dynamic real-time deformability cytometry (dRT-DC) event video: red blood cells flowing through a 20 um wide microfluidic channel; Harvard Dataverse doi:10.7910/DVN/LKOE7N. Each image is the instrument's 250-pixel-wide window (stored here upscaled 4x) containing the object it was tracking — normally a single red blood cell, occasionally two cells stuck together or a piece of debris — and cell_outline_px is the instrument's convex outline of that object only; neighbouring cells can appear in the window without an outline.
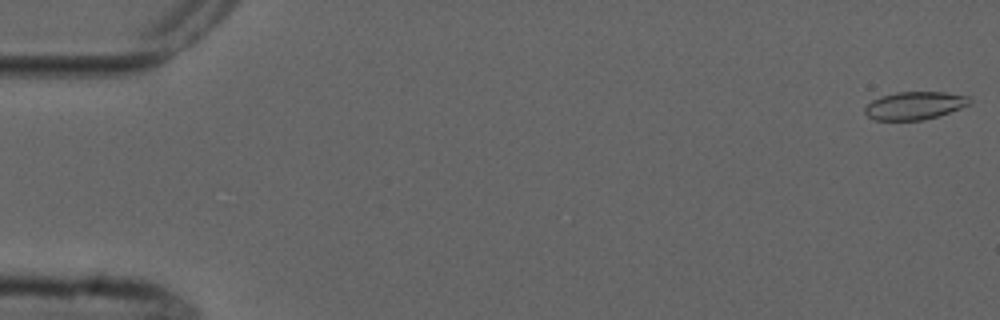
{"species": "common noctule bat (a hibernating species)", "species_latin": "Nyctalus noctula", "temperature_condition": "cold", "stored_images_in_passage": 8, "camera_frame_rate_fps": 3000, "um_per_image_px": 0.085, "animal": {"sex": "male", "forearm_length_mm": 52.5}, "frame": {"image": 1, "passage_image": 1, "time_ms": 0.0, "image_size_px": [1000, 320], "cell_outline_px": [[972, 100], [968, 104], [960, 108], [924, 120], [876, 120], [868, 116], [864, 112], [864, 108], [872, 100], [880, 96], [896, 92], [944, 92], [968, 96]], "centroid_in_image_um": [77.71, 8.97], "position_along_channel_um": 7.3, "area_um2": 16.88}}
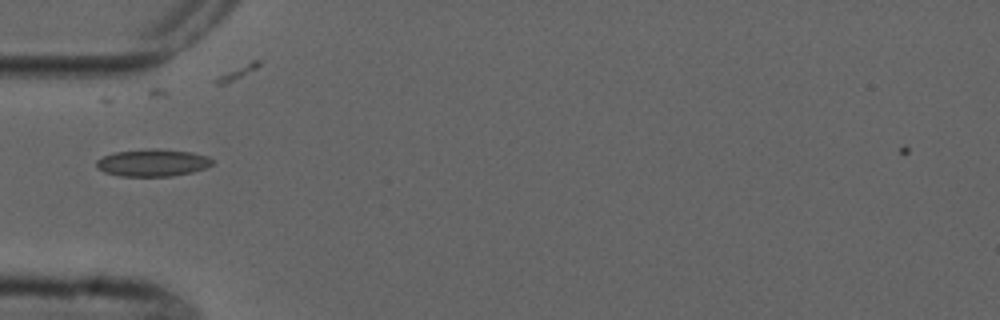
{"frame": {"image": 2, "passage_image": 5, "time_ms": 5.667, "image_size_px": [1000, 320], "cell_outline_px": [[212, 164], [204, 168], [192, 172], [172, 176], [120, 176], [104, 172], [96, 168], [96, 160], [104, 156], [116, 152], [156, 148], [192, 152], [208, 156], [212, 160]], "centroid_in_image_um": [12.96, 13.83], "position_along_channel_um": 72.0, "area_um2": 18.32}}
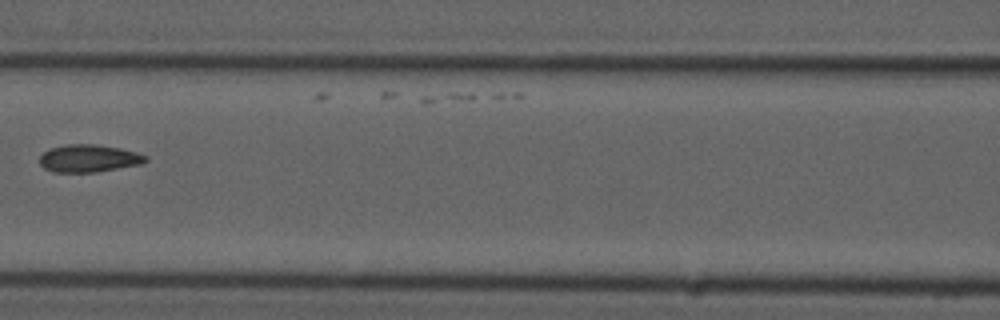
{"frame": {"image": 3, "passage_image": 7, "time_ms": 8.0, "image_size_px": [1000, 320], "cell_outline_px": [[148, 160], [140, 164], [96, 172], [52, 172], [44, 168], [40, 164], [40, 156], [44, 152], [52, 148], [64, 144], [92, 144], [120, 148], [136, 152], [148, 156]], "centroid_in_image_um": [7.54, 13.46], "position_along_channel_um": 159.1, "area_um2": 16.94}}